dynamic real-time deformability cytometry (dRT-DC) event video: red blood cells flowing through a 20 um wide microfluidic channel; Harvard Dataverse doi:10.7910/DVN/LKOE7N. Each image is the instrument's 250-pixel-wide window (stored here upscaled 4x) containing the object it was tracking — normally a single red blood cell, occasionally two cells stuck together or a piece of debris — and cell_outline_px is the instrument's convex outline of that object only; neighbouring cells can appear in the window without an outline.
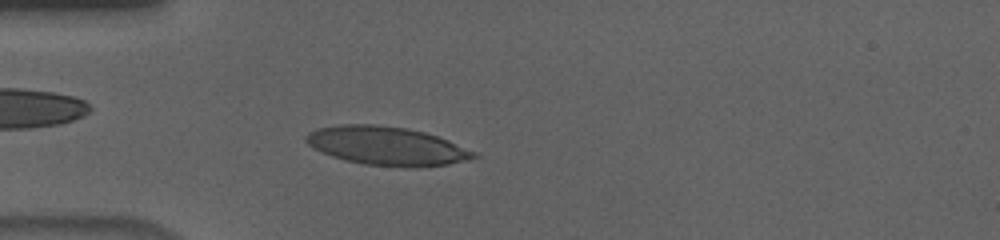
{"species": "human", "species_latin": "Homo sapiens", "temperature_condition": "cold", "stored_images_in_passage": 53, "camera_frame_rate_fps": 3000, "um_per_image_px": 0.085, "donor": {"sex": "male"}, "frame": {"image": 1, "passage_image": 13, "time_ms": 4.0, "image_size_px": [1000, 240], "cell_outline_px": [[480, 156], [468, 160], [448, 164], [412, 168], [404, 168], [364, 164], [344, 160], [332, 156], [312, 148], [304, 140], [304, 136], [308, 132], [316, 128], [340, 124], [376, 124], [408, 128], [424, 132], [448, 140], [476, 152]], "centroid_in_image_um": [32.85, 12.4], "position_along_channel_um": 52.2, "area_um2": 38.15}}
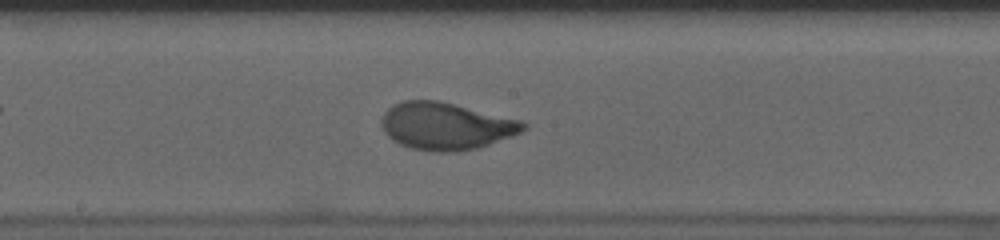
{"frame": {"image": 2, "passage_image": 27, "time_ms": 8.667, "image_size_px": [1000, 240], "cell_outline_px": [[528, 128], [512, 136], [476, 148], [456, 152], [432, 152], [412, 148], [400, 144], [392, 140], [384, 132], [380, 124], [380, 120], [384, 112], [392, 104], [404, 100], [440, 100], [524, 120], [528, 124]], "centroid_in_image_um": [37.91, 10.7], "position_along_channel_um": 210.3, "area_um2": 39.59}}
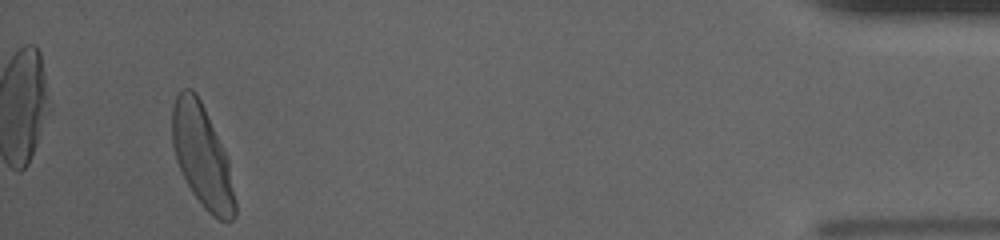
{"frame": {"image": 3, "passage_image": 50, "time_ms": 16.333, "image_size_px": [1000, 240], "cell_outline_px": [[236, 216], [228, 224], [212, 216], [204, 208], [192, 192], [176, 160], [172, 144], [172, 108], [176, 96], [184, 88], [192, 88], [196, 92], [204, 108], [228, 160], [236, 200]], "centroid_in_image_um": [17.19, 13.33], "position_along_channel_um": 418.0, "area_um2": 37.11}, "authors_computed_cell_mechanics": {"area_um2": 37.281, "velocity_mm_per_s": 3.6216, "shape_relaxation_time_tau1_ms": 2.9641, "shape_relaxation_time_tau2_ms": null, "deformation_change_tau1": 0.1774, "deformation_change_tau2": null}}